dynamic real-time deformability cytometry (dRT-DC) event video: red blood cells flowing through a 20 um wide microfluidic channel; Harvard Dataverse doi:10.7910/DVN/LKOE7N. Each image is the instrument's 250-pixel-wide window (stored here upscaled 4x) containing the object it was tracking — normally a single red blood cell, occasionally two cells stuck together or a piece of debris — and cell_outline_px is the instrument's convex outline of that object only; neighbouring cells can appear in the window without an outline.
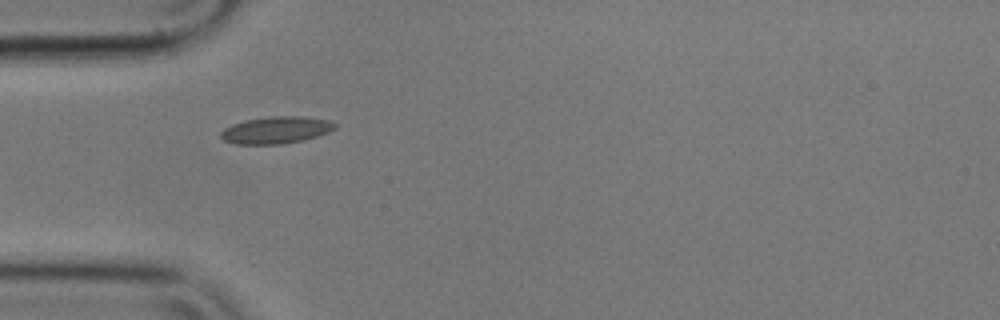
{"species": "common noctule bat (a hibernating species)", "species_latin": "Nyctalus noctula", "temperature_condition": "cold", "stored_images_in_passage": 40, "camera_frame_rate_fps": 3000, "um_per_image_px": 0.085, "animal": {"sex": "male", "body_mass_g": 17.9}, "frame": {"image": 1, "passage_image": 1, "time_ms": 0.0, "image_size_px": [1000, 320], "cell_outline_px": [[336, 128], [328, 132], [304, 140], [280, 144], [236, 144], [224, 140], [220, 136], [220, 132], [224, 128], [232, 124], [244, 120], [272, 116], [300, 116], [328, 120], [336, 124]], "centroid_in_image_um": [23.44, 11.05], "position_along_channel_um": 61.6, "area_um2": 17.92}}
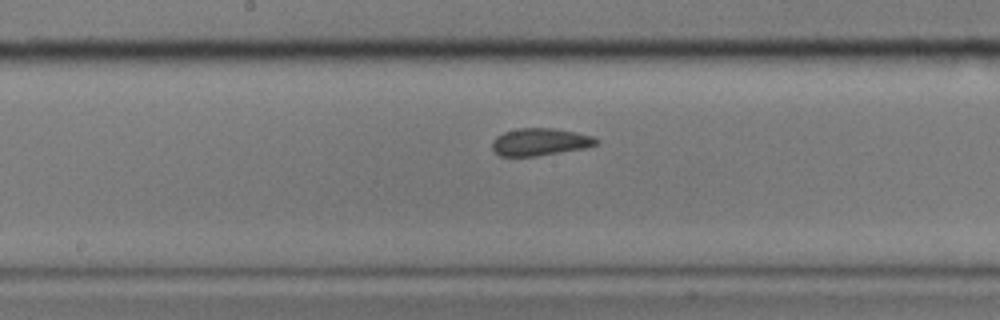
{"frame": {"image": 2, "passage_image": 13, "time_ms": 4.0, "image_size_px": [1000, 320], "cell_outline_px": [[600, 140], [596, 144], [584, 148], [536, 156], [500, 156], [492, 152], [492, 140], [496, 136], [504, 132], [520, 128], [556, 128], [576, 132], [592, 136]], "centroid_in_image_um": [45.86, 12.06], "position_along_channel_um": 202.3, "area_um2": 16.65}}
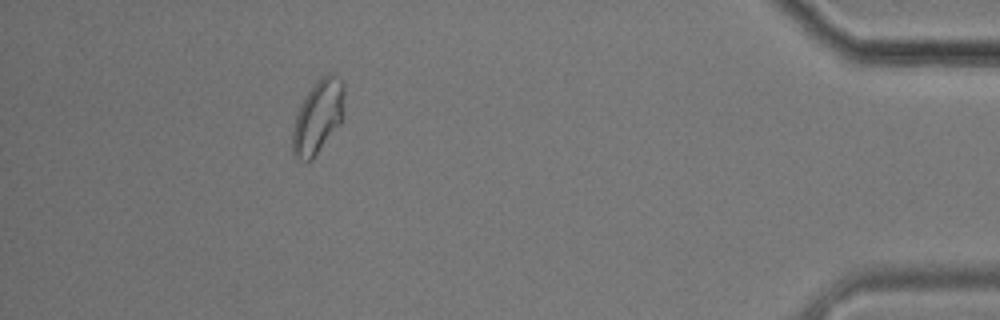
{"frame": {"image": 3, "passage_image": 35, "time_ms": 11.333, "image_size_px": [1000, 320], "cell_outline_px": [[344, 92], [340, 124], [312, 160], [304, 160], [296, 156], [292, 152], [292, 132], [296, 116], [300, 104], [316, 80], [320, 76], [328, 72], [336, 76], [344, 84]], "centroid_in_image_um": [27.02, 9.9], "position_along_channel_um": 408.2, "area_um2": 21.85}, "authors_computed_cell_mechanics": {"area_um2": 17.1377, "velocity_mm_per_s": 3.5464, "shape_relaxation_time_tau1_ms": 6.2316, "shape_relaxation_time_tau2_ms": 1.1726, "deformation_change_tau1": 0.1037, "deformation_change_tau2": 0.0556}}